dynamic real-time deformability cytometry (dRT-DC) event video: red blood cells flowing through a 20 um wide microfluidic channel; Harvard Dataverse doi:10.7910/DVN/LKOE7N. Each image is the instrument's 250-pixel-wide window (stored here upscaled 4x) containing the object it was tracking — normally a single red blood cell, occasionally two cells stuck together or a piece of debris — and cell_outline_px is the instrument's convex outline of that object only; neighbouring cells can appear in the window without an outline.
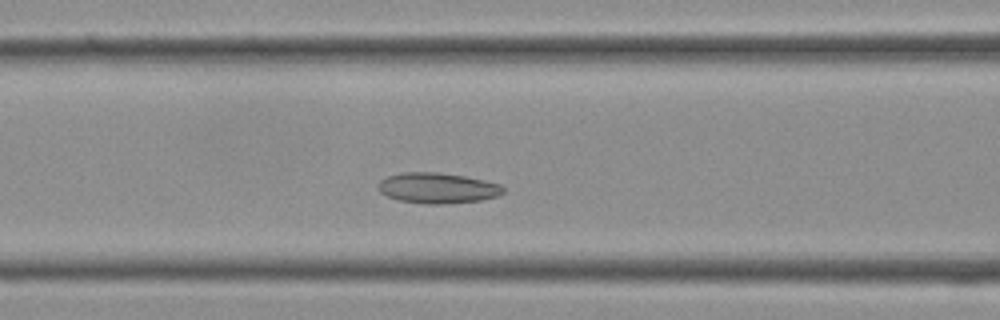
{"species": "Egyptian fruit bat (a non-hibernating species)", "species_latin": "Rousettus aegyptiacus", "temperature_condition": "cold", "stored_images_in_passage": 31, "camera_frame_rate_fps": 3000, "um_per_image_px": 0.085, "frame": {"image": 1, "passage_image": 8, "time_ms": 2.333, "image_size_px": [1000, 320], "cell_outline_px": [[504, 192], [496, 196], [480, 200], [444, 204], [428, 204], [400, 200], [388, 196], [380, 192], [380, 180], [388, 176], [404, 172], [440, 172], [464, 176], [484, 180], [500, 184], [504, 188]], "centroid_in_image_um": [37.21, 15.97], "position_along_channel_um": 129.4, "area_um2": 22.02}}
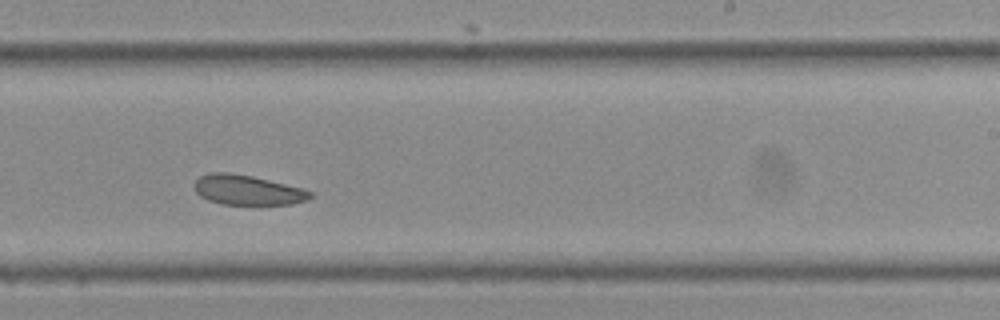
{"frame": {"image": 2, "passage_image": 16, "time_ms": 5.0, "image_size_px": [1000, 320], "cell_outline_px": [[312, 196], [304, 200], [292, 204], [220, 204], [208, 200], [200, 196], [196, 192], [192, 184], [200, 176], [212, 172], [228, 172], [252, 176], [300, 188], [312, 192]], "centroid_in_image_um": [20.96, 16.15], "position_along_channel_um": 268.0, "area_um2": 19.94}}
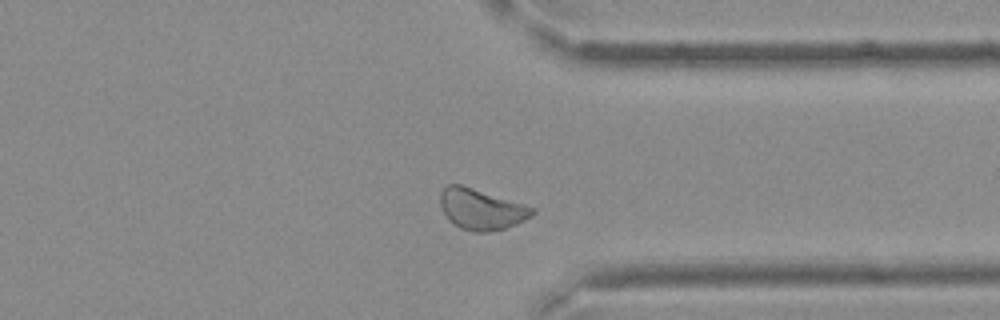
{"frame": {"image": 3, "passage_image": 22, "time_ms": 7.0, "image_size_px": [1000, 320], "cell_outline_px": [[536, 212], [532, 216], [516, 224], [504, 228], [488, 232], [476, 232], [460, 228], [448, 220], [440, 204], [440, 192], [448, 184], [460, 184], [524, 204], [536, 208]], "centroid_in_image_um": [40.91, 17.78], "position_along_channel_um": 370.5, "area_um2": 21.79}}